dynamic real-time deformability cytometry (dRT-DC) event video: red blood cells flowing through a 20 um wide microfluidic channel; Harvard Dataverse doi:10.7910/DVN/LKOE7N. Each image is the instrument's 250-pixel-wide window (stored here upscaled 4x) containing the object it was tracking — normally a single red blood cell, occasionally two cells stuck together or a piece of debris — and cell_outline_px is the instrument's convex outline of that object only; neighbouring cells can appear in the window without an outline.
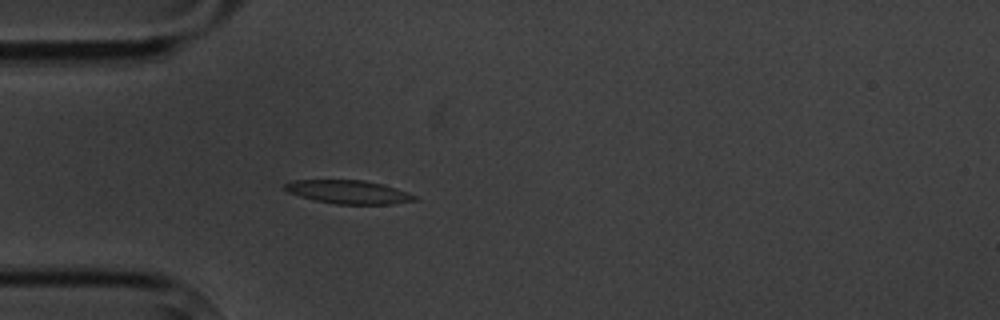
{"species": "common noctule bat (a hibernating species)", "species_latin": "Nyctalus noctula", "temperature_condition": "cold", "stored_images_in_passage": 4, "camera_frame_rate_fps": 3000, "um_per_image_px": 0.085, "animal": {"sex": "male", "body_mass_g": 20.1, "forearm_length_mm": 53.5}, "frame": {"image": 1, "passage_image": 4, "time_ms": 3.667, "image_size_px": [1000, 320], "cell_outline_px": [[416, 200], [392, 204], [336, 204], [316, 200], [300, 196], [288, 192], [284, 188], [284, 184], [292, 180], [364, 180], [384, 184], [408, 192], [416, 196]], "centroid_in_image_um": [29.63, 16.31], "position_along_channel_um": 55.4, "area_um2": 17.69}}